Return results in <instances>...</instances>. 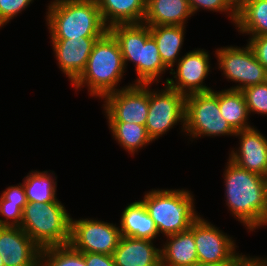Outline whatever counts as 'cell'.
Instances as JSON below:
<instances>
[{
    "label": "cell",
    "mask_w": 267,
    "mask_h": 266,
    "mask_svg": "<svg viewBox=\"0 0 267 266\" xmlns=\"http://www.w3.org/2000/svg\"><path fill=\"white\" fill-rule=\"evenodd\" d=\"M225 168V201L232 216L248 232L267 226V187L263 176L237 166L229 158Z\"/></svg>",
    "instance_id": "cell-1"
},
{
    "label": "cell",
    "mask_w": 267,
    "mask_h": 266,
    "mask_svg": "<svg viewBox=\"0 0 267 266\" xmlns=\"http://www.w3.org/2000/svg\"><path fill=\"white\" fill-rule=\"evenodd\" d=\"M50 3L45 18L50 39L102 37L109 31L97 0H53Z\"/></svg>",
    "instance_id": "cell-2"
},
{
    "label": "cell",
    "mask_w": 267,
    "mask_h": 266,
    "mask_svg": "<svg viewBox=\"0 0 267 266\" xmlns=\"http://www.w3.org/2000/svg\"><path fill=\"white\" fill-rule=\"evenodd\" d=\"M109 32L119 43L125 68L128 62L135 65L138 77L134 84L159 83L161 75L169 69L160 58L150 27L144 23L116 24L109 28Z\"/></svg>",
    "instance_id": "cell-3"
},
{
    "label": "cell",
    "mask_w": 267,
    "mask_h": 266,
    "mask_svg": "<svg viewBox=\"0 0 267 266\" xmlns=\"http://www.w3.org/2000/svg\"><path fill=\"white\" fill-rule=\"evenodd\" d=\"M125 69L119 43L108 31L94 43L84 71L72 85L76 90L87 86L90 96L102 99L119 90Z\"/></svg>",
    "instance_id": "cell-4"
},
{
    "label": "cell",
    "mask_w": 267,
    "mask_h": 266,
    "mask_svg": "<svg viewBox=\"0 0 267 266\" xmlns=\"http://www.w3.org/2000/svg\"><path fill=\"white\" fill-rule=\"evenodd\" d=\"M193 197L187 189H152L144 193L141 201L158 233L168 236L189 230L201 216L195 211Z\"/></svg>",
    "instance_id": "cell-5"
},
{
    "label": "cell",
    "mask_w": 267,
    "mask_h": 266,
    "mask_svg": "<svg viewBox=\"0 0 267 266\" xmlns=\"http://www.w3.org/2000/svg\"><path fill=\"white\" fill-rule=\"evenodd\" d=\"M20 227L40 249L70 242L71 216L61 201L27 202Z\"/></svg>",
    "instance_id": "cell-6"
},
{
    "label": "cell",
    "mask_w": 267,
    "mask_h": 266,
    "mask_svg": "<svg viewBox=\"0 0 267 266\" xmlns=\"http://www.w3.org/2000/svg\"><path fill=\"white\" fill-rule=\"evenodd\" d=\"M184 133L193 139L205 136H235L236 131L220 114L217 91L213 89L186 96Z\"/></svg>",
    "instance_id": "cell-7"
},
{
    "label": "cell",
    "mask_w": 267,
    "mask_h": 266,
    "mask_svg": "<svg viewBox=\"0 0 267 266\" xmlns=\"http://www.w3.org/2000/svg\"><path fill=\"white\" fill-rule=\"evenodd\" d=\"M149 111L146 120V131L152 141L157 140L179 122L185 131V98L186 96L165 84L161 90L150 89Z\"/></svg>",
    "instance_id": "cell-8"
},
{
    "label": "cell",
    "mask_w": 267,
    "mask_h": 266,
    "mask_svg": "<svg viewBox=\"0 0 267 266\" xmlns=\"http://www.w3.org/2000/svg\"><path fill=\"white\" fill-rule=\"evenodd\" d=\"M215 55L218 62V69L222 74L235 83L229 89L240 90L267 81V70L256 59L251 47L228 46L217 48Z\"/></svg>",
    "instance_id": "cell-9"
},
{
    "label": "cell",
    "mask_w": 267,
    "mask_h": 266,
    "mask_svg": "<svg viewBox=\"0 0 267 266\" xmlns=\"http://www.w3.org/2000/svg\"><path fill=\"white\" fill-rule=\"evenodd\" d=\"M107 122H128L145 126L149 111V84H129L103 98Z\"/></svg>",
    "instance_id": "cell-10"
},
{
    "label": "cell",
    "mask_w": 267,
    "mask_h": 266,
    "mask_svg": "<svg viewBox=\"0 0 267 266\" xmlns=\"http://www.w3.org/2000/svg\"><path fill=\"white\" fill-rule=\"evenodd\" d=\"M117 226L94 218L71 217L69 244L79 252L113 255L122 237Z\"/></svg>",
    "instance_id": "cell-11"
},
{
    "label": "cell",
    "mask_w": 267,
    "mask_h": 266,
    "mask_svg": "<svg viewBox=\"0 0 267 266\" xmlns=\"http://www.w3.org/2000/svg\"><path fill=\"white\" fill-rule=\"evenodd\" d=\"M189 230L194 234L198 263L238 262L244 256L236 252L232 237L201 216Z\"/></svg>",
    "instance_id": "cell-12"
},
{
    "label": "cell",
    "mask_w": 267,
    "mask_h": 266,
    "mask_svg": "<svg viewBox=\"0 0 267 266\" xmlns=\"http://www.w3.org/2000/svg\"><path fill=\"white\" fill-rule=\"evenodd\" d=\"M210 58V54L204 49L191 50L175 64L176 71L170 70L175 81L173 78H166V84L185 96L212 91L211 87H207L203 82L211 72Z\"/></svg>",
    "instance_id": "cell-13"
},
{
    "label": "cell",
    "mask_w": 267,
    "mask_h": 266,
    "mask_svg": "<svg viewBox=\"0 0 267 266\" xmlns=\"http://www.w3.org/2000/svg\"><path fill=\"white\" fill-rule=\"evenodd\" d=\"M41 249L17 226H0V255L4 266H38Z\"/></svg>",
    "instance_id": "cell-14"
},
{
    "label": "cell",
    "mask_w": 267,
    "mask_h": 266,
    "mask_svg": "<svg viewBox=\"0 0 267 266\" xmlns=\"http://www.w3.org/2000/svg\"><path fill=\"white\" fill-rule=\"evenodd\" d=\"M255 127L237 131L239 149L229 153V159L237 166L264 176L267 170V138Z\"/></svg>",
    "instance_id": "cell-15"
},
{
    "label": "cell",
    "mask_w": 267,
    "mask_h": 266,
    "mask_svg": "<svg viewBox=\"0 0 267 266\" xmlns=\"http://www.w3.org/2000/svg\"><path fill=\"white\" fill-rule=\"evenodd\" d=\"M99 38L101 37L51 39L58 66L71 84L84 71L93 45Z\"/></svg>",
    "instance_id": "cell-16"
},
{
    "label": "cell",
    "mask_w": 267,
    "mask_h": 266,
    "mask_svg": "<svg viewBox=\"0 0 267 266\" xmlns=\"http://www.w3.org/2000/svg\"><path fill=\"white\" fill-rule=\"evenodd\" d=\"M153 240L122 236L113 252L115 266H161L160 248Z\"/></svg>",
    "instance_id": "cell-17"
},
{
    "label": "cell",
    "mask_w": 267,
    "mask_h": 266,
    "mask_svg": "<svg viewBox=\"0 0 267 266\" xmlns=\"http://www.w3.org/2000/svg\"><path fill=\"white\" fill-rule=\"evenodd\" d=\"M191 16L188 0H147L143 23L148 26H186Z\"/></svg>",
    "instance_id": "cell-18"
},
{
    "label": "cell",
    "mask_w": 267,
    "mask_h": 266,
    "mask_svg": "<svg viewBox=\"0 0 267 266\" xmlns=\"http://www.w3.org/2000/svg\"><path fill=\"white\" fill-rule=\"evenodd\" d=\"M147 0H97L105 25L143 23Z\"/></svg>",
    "instance_id": "cell-19"
},
{
    "label": "cell",
    "mask_w": 267,
    "mask_h": 266,
    "mask_svg": "<svg viewBox=\"0 0 267 266\" xmlns=\"http://www.w3.org/2000/svg\"><path fill=\"white\" fill-rule=\"evenodd\" d=\"M119 225L122 236L153 241L157 236L160 237L155 222L141 200L132 202L124 208Z\"/></svg>",
    "instance_id": "cell-20"
},
{
    "label": "cell",
    "mask_w": 267,
    "mask_h": 266,
    "mask_svg": "<svg viewBox=\"0 0 267 266\" xmlns=\"http://www.w3.org/2000/svg\"><path fill=\"white\" fill-rule=\"evenodd\" d=\"M160 249L161 266H194L198 263L194 234L190 231L168 235Z\"/></svg>",
    "instance_id": "cell-21"
},
{
    "label": "cell",
    "mask_w": 267,
    "mask_h": 266,
    "mask_svg": "<svg viewBox=\"0 0 267 266\" xmlns=\"http://www.w3.org/2000/svg\"><path fill=\"white\" fill-rule=\"evenodd\" d=\"M235 25L250 37L267 35V0H239Z\"/></svg>",
    "instance_id": "cell-22"
},
{
    "label": "cell",
    "mask_w": 267,
    "mask_h": 266,
    "mask_svg": "<svg viewBox=\"0 0 267 266\" xmlns=\"http://www.w3.org/2000/svg\"><path fill=\"white\" fill-rule=\"evenodd\" d=\"M149 27L150 33L157 43L163 64L169 70L173 69L175 63L181 58L179 52L184 44L185 26L158 25Z\"/></svg>",
    "instance_id": "cell-23"
},
{
    "label": "cell",
    "mask_w": 267,
    "mask_h": 266,
    "mask_svg": "<svg viewBox=\"0 0 267 266\" xmlns=\"http://www.w3.org/2000/svg\"><path fill=\"white\" fill-rule=\"evenodd\" d=\"M218 101L221 116L236 132L253 127L248 124L250 115L242 91L232 89L218 91Z\"/></svg>",
    "instance_id": "cell-24"
},
{
    "label": "cell",
    "mask_w": 267,
    "mask_h": 266,
    "mask_svg": "<svg viewBox=\"0 0 267 266\" xmlns=\"http://www.w3.org/2000/svg\"><path fill=\"white\" fill-rule=\"evenodd\" d=\"M50 171H31L23 178V187L27 202L47 203L59 201L56 197L57 176H53ZM54 177V178H53Z\"/></svg>",
    "instance_id": "cell-25"
},
{
    "label": "cell",
    "mask_w": 267,
    "mask_h": 266,
    "mask_svg": "<svg viewBox=\"0 0 267 266\" xmlns=\"http://www.w3.org/2000/svg\"><path fill=\"white\" fill-rule=\"evenodd\" d=\"M109 130L112 137L121 147L129 154L137 153L138 149L152 143V139L148 136L146 127L136 123L128 122H108Z\"/></svg>",
    "instance_id": "cell-26"
},
{
    "label": "cell",
    "mask_w": 267,
    "mask_h": 266,
    "mask_svg": "<svg viewBox=\"0 0 267 266\" xmlns=\"http://www.w3.org/2000/svg\"><path fill=\"white\" fill-rule=\"evenodd\" d=\"M40 264L42 266H87L82 252L75 250L70 244L41 249Z\"/></svg>",
    "instance_id": "cell-27"
},
{
    "label": "cell",
    "mask_w": 267,
    "mask_h": 266,
    "mask_svg": "<svg viewBox=\"0 0 267 266\" xmlns=\"http://www.w3.org/2000/svg\"><path fill=\"white\" fill-rule=\"evenodd\" d=\"M246 100L249 115L261 114L267 116V81L251 85L242 90Z\"/></svg>",
    "instance_id": "cell-28"
},
{
    "label": "cell",
    "mask_w": 267,
    "mask_h": 266,
    "mask_svg": "<svg viewBox=\"0 0 267 266\" xmlns=\"http://www.w3.org/2000/svg\"><path fill=\"white\" fill-rule=\"evenodd\" d=\"M189 6L193 15L199 9L213 11V12H226L233 25L237 19V3L234 0H188Z\"/></svg>",
    "instance_id": "cell-29"
},
{
    "label": "cell",
    "mask_w": 267,
    "mask_h": 266,
    "mask_svg": "<svg viewBox=\"0 0 267 266\" xmlns=\"http://www.w3.org/2000/svg\"><path fill=\"white\" fill-rule=\"evenodd\" d=\"M23 209L18 204L10 203L2 195L0 196V226L20 227L22 221Z\"/></svg>",
    "instance_id": "cell-30"
},
{
    "label": "cell",
    "mask_w": 267,
    "mask_h": 266,
    "mask_svg": "<svg viewBox=\"0 0 267 266\" xmlns=\"http://www.w3.org/2000/svg\"><path fill=\"white\" fill-rule=\"evenodd\" d=\"M33 0H0V28L25 10Z\"/></svg>",
    "instance_id": "cell-31"
},
{
    "label": "cell",
    "mask_w": 267,
    "mask_h": 266,
    "mask_svg": "<svg viewBox=\"0 0 267 266\" xmlns=\"http://www.w3.org/2000/svg\"><path fill=\"white\" fill-rule=\"evenodd\" d=\"M248 40L247 44L251 47L256 59L267 70V35L253 36Z\"/></svg>",
    "instance_id": "cell-32"
},
{
    "label": "cell",
    "mask_w": 267,
    "mask_h": 266,
    "mask_svg": "<svg viewBox=\"0 0 267 266\" xmlns=\"http://www.w3.org/2000/svg\"><path fill=\"white\" fill-rule=\"evenodd\" d=\"M1 195L6 200H9L10 203L18 204L22 209L27 204L23 183L7 187L6 190L2 191Z\"/></svg>",
    "instance_id": "cell-33"
},
{
    "label": "cell",
    "mask_w": 267,
    "mask_h": 266,
    "mask_svg": "<svg viewBox=\"0 0 267 266\" xmlns=\"http://www.w3.org/2000/svg\"><path fill=\"white\" fill-rule=\"evenodd\" d=\"M87 266H115L113 255L82 252Z\"/></svg>",
    "instance_id": "cell-34"
},
{
    "label": "cell",
    "mask_w": 267,
    "mask_h": 266,
    "mask_svg": "<svg viewBox=\"0 0 267 266\" xmlns=\"http://www.w3.org/2000/svg\"><path fill=\"white\" fill-rule=\"evenodd\" d=\"M237 266H267V258L250 257L244 255L239 261Z\"/></svg>",
    "instance_id": "cell-35"
},
{
    "label": "cell",
    "mask_w": 267,
    "mask_h": 266,
    "mask_svg": "<svg viewBox=\"0 0 267 266\" xmlns=\"http://www.w3.org/2000/svg\"><path fill=\"white\" fill-rule=\"evenodd\" d=\"M238 262L197 263L194 266H237Z\"/></svg>",
    "instance_id": "cell-36"
},
{
    "label": "cell",
    "mask_w": 267,
    "mask_h": 266,
    "mask_svg": "<svg viewBox=\"0 0 267 266\" xmlns=\"http://www.w3.org/2000/svg\"><path fill=\"white\" fill-rule=\"evenodd\" d=\"M263 178H264V182H265L266 187H267V170H266V173H265V175L263 176Z\"/></svg>",
    "instance_id": "cell-37"
},
{
    "label": "cell",
    "mask_w": 267,
    "mask_h": 266,
    "mask_svg": "<svg viewBox=\"0 0 267 266\" xmlns=\"http://www.w3.org/2000/svg\"><path fill=\"white\" fill-rule=\"evenodd\" d=\"M0 266H4V262H3V259H2L1 255H0Z\"/></svg>",
    "instance_id": "cell-38"
}]
</instances>
